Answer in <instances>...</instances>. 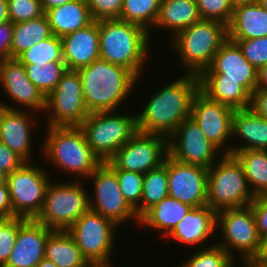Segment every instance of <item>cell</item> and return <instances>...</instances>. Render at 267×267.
Returning a JSON list of instances; mask_svg holds the SVG:
<instances>
[{
	"label": "cell",
	"instance_id": "6da1fadb",
	"mask_svg": "<svg viewBox=\"0 0 267 267\" xmlns=\"http://www.w3.org/2000/svg\"><path fill=\"white\" fill-rule=\"evenodd\" d=\"M200 90L199 77L185 73L170 84L157 89L137 115L138 132L169 137L190 118L192 102Z\"/></svg>",
	"mask_w": 267,
	"mask_h": 267
},
{
	"label": "cell",
	"instance_id": "7a4b0ae2",
	"mask_svg": "<svg viewBox=\"0 0 267 267\" xmlns=\"http://www.w3.org/2000/svg\"><path fill=\"white\" fill-rule=\"evenodd\" d=\"M89 113L119 111L139 80L125 67L98 59L77 70ZM134 88V89H133ZM127 97V98H126Z\"/></svg>",
	"mask_w": 267,
	"mask_h": 267
},
{
	"label": "cell",
	"instance_id": "3957f363",
	"mask_svg": "<svg viewBox=\"0 0 267 267\" xmlns=\"http://www.w3.org/2000/svg\"><path fill=\"white\" fill-rule=\"evenodd\" d=\"M150 38V33L137 24L119 19L100 20V59L125 67L139 79L143 64L151 55Z\"/></svg>",
	"mask_w": 267,
	"mask_h": 267
},
{
	"label": "cell",
	"instance_id": "277c9868",
	"mask_svg": "<svg viewBox=\"0 0 267 267\" xmlns=\"http://www.w3.org/2000/svg\"><path fill=\"white\" fill-rule=\"evenodd\" d=\"M45 141L41 145L44 160L71 173L77 180L88 178L102 163L87 144L79 126H46ZM53 163V164H52ZM78 176V177H77ZM82 177V178H81Z\"/></svg>",
	"mask_w": 267,
	"mask_h": 267
},
{
	"label": "cell",
	"instance_id": "5b68a950",
	"mask_svg": "<svg viewBox=\"0 0 267 267\" xmlns=\"http://www.w3.org/2000/svg\"><path fill=\"white\" fill-rule=\"evenodd\" d=\"M228 39L227 25L215 20H201L170 39L172 51L186 73L199 75L208 68L221 45Z\"/></svg>",
	"mask_w": 267,
	"mask_h": 267
},
{
	"label": "cell",
	"instance_id": "8992f818",
	"mask_svg": "<svg viewBox=\"0 0 267 267\" xmlns=\"http://www.w3.org/2000/svg\"><path fill=\"white\" fill-rule=\"evenodd\" d=\"M220 160L208 169L207 206L216 213L224 209L243 208L255 199L238 160L220 154Z\"/></svg>",
	"mask_w": 267,
	"mask_h": 267
},
{
	"label": "cell",
	"instance_id": "52a82bcc",
	"mask_svg": "<svg viewBox=\"0 0 267 267\" xmlns=\"http://www.w3.org/2000/svg\"><path fill=\"white\" fill-rule=\"evenodd\" d=\"M79 127L92 151L106 162L138 132L137 115H119L115 111L89 113Z\"/></svg>",
	"mask_w": 267,
	"mask_h": 267
},
{
	"label": "cell",
	"instance_id": "ba28073f",
	"mask_svg": "<svg viewBox=\"0 0 267 267\" xmlns=\"http://www.w3.org/2000/svg\"><path fill=\"white\" fill-rule=\"evenodd\" d=\"M82 180L50 183L45 192L44 205L35 220L52 230H67L89 209V193Z\"/></svg>",
	"mask_w": 267,
	"mask_h": 267
},
{
	"label": "cell",
	"instance_id": "9c48e42d",
	"mask_svg": "<svg viewBox=\"0 0 267 267\" xmlns=\"http://www.w3.org/2000/svg\"><path fill=\"white\" fill-rule=\"evenodd\" d=\"M221 231V242H216L234 259L237 251L240 263L245 264L254 257L260 246L255 216L252 207L224 209L216 213V229ZM224 240V241H223ZM242 261V262H241Z\"/></svg>",
	"mask_w": 267,
	"mask_h": 267
},
{
	"label": "cell",
	"instance_id": "30bf717a",
	"mask_svg": "<svg viewBox=\"0 0 267 267\" xmlns=\"http://www.w3.org/2000/svg\"><path fill=\"white\" fill-rule=\"evenodd\" d=\"M50 174L42 166L26 162L20 169L7 174V185L13 214L35 219L44 205Z\"/></svg>",
	"mask_w": 267,
	"mask_h": 267
},
{
	"label": "cell",
	"instance_id": "8fae6325",
	"mask_svg": "<svg viewBox=\"0 0 267 267\" xmlns=\"http://www.w3.org/2000/svg\"><path fill=\"white\" fill-rule=\"evenodd\" d=\"M45 112L46 126H80L88 117L77 70L67 69L62 74L55 89L46 97Z\"/></svg>",
	"mask_w": 267,
	"mask_h": 267
},
{
	"label": "cell",
	"instance_id": "7c38bea8",
	"mask_svg": "<svg viewBox=\"0 0 267 267\" xmlns=\"http://www.w3.org/2000/svg\"><path fill=\"white\" fill-rule=\"evenodd\" d=\"M118 228L120 227L112 220L89 209L67 229V232L73 237L88 262L110 261L115 246L114 238H117L114 236L115 230Z\"/></svg>",
	"mask_w": 267,
	"mask_h": 267
},
{
	"label": "cell",
	"instance_id": "4fadbf2b",
	"mask_svg": "<svg viewBox=\"0 0 267 267\" xmlns=\"http://www.w3.org/2000/svg\"><path fill=\"white\" fill-rule=\"evenodd\" d=\"M168 155V138L137 132L106 163L113 170L146 174L160 167Z\"/></svg>",
	"mask_w": 267,
	"mask_h": 267
},
{
	"label": "cell",
	"instance_id": "5bb4252c",
	"mask_svg": "<svg viewBox=\"0 0 267 267\" xmlns=\"http://www.w3.org/2000/svg\"><path fill=\"white\" fill-rule=\"evenodd\" d=\"M88 179L94 182V197L89 195L90 210L112 220L118 226L130 222V219L139 225L135 210L122 195L116 172L106 162H102Z\"/></svg>",
	"mask_w": 267,
	"mask_h": 267
},
{
	"label": "cell",
	"instance_id": "9a60e30c",
	"mask_svg": "<svg viewBox=\"0 0 267 267\" xmlns=\"http://www.w3.org/2000/svg\"><path fill=\"white\" fill-rule=\"evenodd\" d=\"M233 114L232 107L210 100L199 90L193 99L190 117L212 145L218 150L225 149L223 154H231L232 145L227 144L233 138ZM224 145L227 147L222 148Z\"/></svg>",
	"mask_w": 267,
	"mask_h": 267
},
{
	"label": "cell",
	"instance_id": "2e32d148",
	"mask_svg": "<svg viewBox=\"0 0 267 267\" xmlns=\"http://www.w3.org/2000/svg\"><path fill=\"white\" fill-rule=\"evenodd\" d=\"M219 152L191 117L168 137V155L181 163L209 169L216 162Z\"/></svg>",
	"mask_w": 267,
	"mask_h": 267
},
{
	"label": "cell",
	"instance_id": "e0dca14e",
	"mask_svg": "<svg viewBox=\"0 0 267 267\" xmlns=\"http://www.w3.org/2000/svg\"><path fill=\"white\" fill-rule=\"evenodd\" d=\"M0 84L7 97L21 105L16 108L0 100L2 107L21 110L24 107L35 114L45 111V95L28 79L24 65L17 58L0 61Z\"/></svg>",
	"mask_w": 267,
	"mask_h": 267
},
{
	"label": "cell",
	"instance_id": "ac0fdd59",
	"mask_svg": "<svg viewBox=\"0 0 267 267\" xmlns=\"http://www.w3.org/2000/svg\"><path fill=\"white\" fill-rule=\"evenodd\" d=\"M168 194L191 207L207 205L208 169L167 155Z\"/></svg>",
	"mask_w": 267,
	"mask_h": 267
},
{
	"label": "cell",
	"instance_id": "d6986e66",
	"mask_svg": "<svg viewBox=\"0 0 267 267\" xmlns=\"http://www.w3.org/2000/svg\"><path fill=\"white\" fill-rule=\"evenodd\" d=\"M198 77L239 81L252 95L256 89L257 68L244 57L236 42L227 39L215 54L211 65L203 70Z\"/></svg>",
	"mask_w": 267,
	"mask_h": 267
},
{
	"label": "cell",
	"instance_id": "ffe728a7",
	"mask_svg": "<svg viewBox=\"0 0 267 267\" xmlns=\"http://www.w3.org/2000/svg\"><path fill=\"white\" fill-rule=\"evenodd\" d=\"M33 111L9 109L0 107V141L26 162H32V139L34 125L38 124L37 117H32ZM30 115V116H29ZM36 118V119H34ZM33 119V120H31ZM37 121L35 123L34 121ZM33 124V125H32ZM33 129V130H32Z\"/></svg>",
	"mask_w": 267,
	"mask_h": 267
},
{
	"label": "cell",
	"instance_id": "44dd1931",
	"mask_svg": "<svg viewBox=\"0 0 267 267\" xmlns=\"http://www.w3.org/2000/svg\"><path fill=\"white\" fill-rule=\"evenodd\" d=\"M52 229L27 219L18 229L14 247L3 267H36L45 256V245Z\"/></svg>",
	"mask_w": 267,
	"mask_h": 267
},
{
	"label": "cell",
	"instance_id": "7402d4cb",
	"mask_svg": "<svg viewBox=\"0 0 267 267\" xmlns=\"http://www.w3.org/2000/svg\"><path fill=\"white\" fill-rule=\"evenodd\" d=\"M61 39L66 69L78 70L100 59L99 21H93Z\"/></svg>",
	"mask_w": 267,
	"mask_h": 267
},
{
	"label": "cell",
	"instance_id": "603a6c76",
	"mask_svg": "<svg viewBox=\"0 0 267 267\" xmlns=\"http://www.w3.org/2000/svg\"><path fill=\"white\" fill-rule=\"evenodd\" d=\"M216 229V212L207 205L192 207L176 225L174 230L166 237L168 240L181 242L189 247L206 244ZM208 239V240H207Z\"/></svg>",
	"mask_w": 267,
	"mask_h": 267
},
{
	"label": "cell",
	"instance_id": "cb8c5ba5",
	"mask_svg": "<svg viewBox=\"0 0 267 267\" xmlns=\"http://www.w3.org/2000/svg\"><path fill=\"white\" fill-rule=\"evenodd\" d=\"M245 140V144L232 143L231 153L243 150H267V119L250 107L234 110L232 137Z\"/></svg>",
	"mask_w": 267,
	"mask_h": 267
},
{
	"label": "cell",
	"instance_id": "d4e9b609",
	"mask_svg": "<svg viewBox=\"0 0 267 267\" xmlns=\"http://www.w3.org/2000/svg\"><path fill=\"white\" fill-rule=\"evenodd\" d=\"M228 39L249 40L267 36V11L258 2L234 7L227 26Z\"/></svg>",
	"mask_w": 267,
	"mask_h": 267
},
{
	"label": "cell",
	"instance_id": "484cf974",
	"mask_svg": "<svg viewBox=\"0 0 267 267\" xmlns=\"http://www.w3.org/2000/svg\"><path fill=\"white\" fill-rule=\"evenodd\" d=\"M44 14L53 35L60 38L83 29L94 21L87 0H71L62 6L45 11Z\"/></svg>",
	"mask_w": 267,
	"mask_h": 267
},
{
	"label": "cell",
	"instance_id": "4316f807",
	"mask_svg": "<svg viewBox=\"0 0 267 267\" xmlns=\"http://www.w3.org/2000/svg\"><path fill=\"white\" fill-rule=\"evenodd\" d=\"M201 20L196 0H161L154 27L169 30L171 39Z\"/></svg>",
	"mask_w": 267,
	"mask_h": 267
},
{
	"label": "cell",
	"instance_id": "83f0119b",
	"mask_svg": "<svg viewBox=\"0 0 267 267\" xmlns=\"http://www.w3.org/2000/svg\"><path fill=\"white\" fill-rule=\"evenodd\" d=\"M192 207L170 196L149 208L140 218L139 226L160 231L166 238Z\"/></svg>",
	"mask_w": 267,
	"mask_h": 267
},
{
	"label": "cell",
	"instance_id": "f1b7e54d",
	"mask_svg": "<svg viewBox=\"0 0 267 267\" xmlns=\"http://www.w3.org/2000/svg\"><path fill=\"white\" fill-rule=\"evenodd\" d=\"M200 91L210 100L225 104L234 110L250 107L251 94L239 83L224 78H199Z\"/></svg>",
	"mask_w": 267,
	"mask_h": 267
},
{
	"label": "cell",
	"instance_id": "f546056e",
	"mask_svg": "<svg viewBox=\"0 0 267 267\" xmlns=\"http://www.w3.org/2000/svg\"><path fill=\"white\" fill-rule=\"evenodd\" d=\"M44 257L57 267H85L88 263L67 230H53L49 234Z\"/></svg>",
	"mask_w": 267,
	"mask_h": 267
},
{
	"label": "cell",
	"instance_id": "4dcf8cb0",
	"mask_svg": "<svg viewBox=\"0 0 267 267\" xmlns=\"http://www.w3.org/2000/svg\"><path fill=\"white\" fill-rule=\"evenodd\" d=\"M246 176L254 196L267 193V150H243L231 153Z\"/></svg>",
	"mask_w": 267,
	"mask_h": 267
},
{
	"label": "cell",
	"instance_id": "1f68e13d",
	"mask_svg": "<svg viewBox=\"0 0 267 267\" xmlns=\"http://www.w3.org/2000/svg\"><path fill=\"white\" fill-rule=\"evenodd\" d=\"M53 35L45 16L14 24L11 58H17L22 52Z\"/></svg>",
	"mask_w": 267,
	"mask_h": 267
},
{
	"label": "cell",
	"instance_id": "d6a6232c",
	"mask_svg": "<svg viewBox=\"0 0 267 267\" xmlns=\"http://www.w3.org/2000/svg\"><path fill=\"white\" fill-rule=\"evenodd\" d=\"M167 196H169V194L166 157L164 163L160 167L144 174L141 203L135 209L138 218Z\"/></svg>",
	"mask_w": 267,
	"mask_h": 267
},
{
	"label": "cell",
	"instance_id": "836d02e7",
	"mask_svg": "<svg viewBox=\"0 0 267 267\" xmlns=\"http://www.w3.org/2000/svg\"><path fill=\"white\" fill-rule=\"evenodd\" d=\"M160 2L161 0H123L119 20L137 24L151 34L159 13Z\"/></svg>",
	"mask_w": 267,
	"mask_h": 267
},
{
	"label": "cell",
	"instance_id": "e575fe53",
	"mask_svg": "<svg viewBox=\"0 0 267 267\" xmlns=\"http://www.w3.org/2000/svg\"><path fill=\"white\" fill-rule=\"evenodd\" d=\"M28 79L47 97L67 70L64 62L24 65Z\"/></svg>",
	"mask_w": 267,
	"mask_h": 267
},
{
	"label": "cell",
	"instance_id": "d590c367",
	"mask_svg": "<svg viewBox=\"0 0 267 267\" xmlns=\"http://www.w3.org/2000/svg\"><path fill=\"white\" fill-rule=\"evenodd\" d=\"M17 59L23 65L45 62H64L62 39L52 35L22 52Z\"/></svg>",
	"mask_w": 267,
	"mask_h": 267
},
{
	"label": "cell",
	"instance_id": "8d00e7d4",
	"mask_svg": "<svg viewBox=\"0 0 267 267\" xmlns=\"http://www.w3.org/2000/svg\"><path fill=\"white\" fill-rule=\"evenodd\" d=\"M210 245L196 249L177 267H234L235 259L225 249L216 243Z\"/></svg>",
	"mask_w": 267,
	"mask_h": 267
},
{
	"label": "cell",
	"instance_id": "74e56055",
	"mask_svg": "<svg viewBox=\"0 0 267 267\" xmlns=\"http://www.w3.org/2000/svg\"><path fill=\"white\" fill-rule=\"evenodd\" d=\"M120 190L127 203L135 210L141 203L144 174L127 170H114Z\"/></svg>",
	"mask_w": 267,
	"mask_h": 267
},
{
	"label": "cell",
	"instance_id": "f35d334b",
	"mask_svg": "<svg viewBox=\"0 0 267 267\" xmlns=\"http://www.w3.org/2000/svg\"><path fill=\"white\" fill-rule=\"evenodd\" d=\"M26 220L23 217L0 218V267L7 263L18 229Z\"/></svg>",
	"mask_w": 267,
	"mask_h": 267
},
{
	"label": "cell",
	"instance_id": "ab89813d",
	"mask_svg": "<svg viewBox=\"0 0 267 267\" xmlns=\"http://www.w3.org/2000/svg\"><path fill=\"white\" fill-rule=\"evenodd\" d=\"M202 20H215L229 25L234 7L229 0H196Z\"/></svg>",
	"mask_w": 267,
	"mask_h": 267
},
{
	"label": "cell",
	"instance_id": "60d3db41",
	"mask_svg": "<svg viewBox=\"0 0 267 267\" xmlns=\"http://www.w3.org/2000/svg\"><path fill=\"white\" fill-rule=\"evenodd\" d=\"M8 16L11 22H26L44 15L40 0H7Z\"/></svg>",
	"mask_w": 267,
	"mask_h": 267
},
{
	"label": "cell",
	"instance_id": "b9f144b4",
	"mask_svg": "<svg viewBox=\"0 0 267 267\" xmlns=\"http://www.w3.org/2000/svg\"><path fill=\"white\" fill-rule=\"evenodd\" d=\"M244 57L257 69L267 65V36L249 40H237Z\"/></svg>",
	"mask_w": 267,
	"mask_h": 267
},
{
	"label": "cell",
	"instance_id": "7bdbcfd3",
	"mask_svg": "<svg viewBox=\"0 0 267 267\" xmlns=\"http://www.w3.org/2000/svg\"><path fill=\"white\" fill-rule=\"evenodd\" d=\"M94 21L119 19L123 0H87Z\"/></svg>",
	"mask_w": 267,
	"mask_h": 267
},
{
	"label": "cell",
	"instance_id": "ee69618b",
	"mask_svg": "<svg viewBox=\"0 0 267 267\" xmlns=\"http://www.w3.org/2000/svg\"><path fill=\"white\" fill-rule=\"evenodd\" d=\"M250 206L255 216L258 235L261 238L267 235V193L255 196Z\"/></svg>",
	"mask_w": 267,
	"mask_h": 267
},
{
	"label": "cell",
	"instance_id": "f6af8a7d",
	"mask_svg": "<svg viewBox=\"0 0 267 267\" xmlns=\"http://www.w3.org/2000/svg\"><path fill=\"white\" fill-rule=\"evenodd\" d=\"M26 161L0 141V170L6 175L20 169Z\"/></svg>",
	"mask_w": 267,
	"mask_h": 267
},
{
	"label": "cell",
	"instance_id": "bcb514c9",
	"mask_svg": "<svg viewBox=\"0 0 267 267\" xmlns=\"http://www.w3.org/2000/svg\"><path fill=\"white\" fill-rule=\"evenodd\" d=\"M14 23L6 21L0 24V61L11 59V43Z\"/></svg>",
	"mask_w": 267,
	"mask_h": 267
},
{
	"label": "cell",
	"instance_id": "7dc6e473",
	"mask_svg": "<svg viewBox=\"0 0 267 267\" xmlns=\"http://www.w3.org/2000/svg\"><path fill=\"white\" fill-rule=\"evenodd\" d=\"M250 108L267 119V90H255L251 95Z\"/></svg>",
	"mask_w": 267,
	"mask_h": 267
},
{
	"label": "cell",
	"instance_id": "c3c4849f",
	"mask_svg": "<svg viewBox=\"0 0 267 267\" xmlns=\"http://www.w3.org/2000/svg\"><path fill=\"white\" fill-rule=\"evenodd\" d=\"M16 217L10 201L7 182L0 185V218Z\"/></svg>",
	"mask_w": 267,
	"mask_h": 267
},
{
	"label": "cell",
	"instance_id": "681fc988",
	"mask_svg": "<svg viewBox=\"0 0 267 267\" xmlns=\"http://www.w3.org/2000/svg\"><path fill=\"white\" fill-rule=\"evenodd\" d=\"M255 90H267V65L257 69V82Z\"/></svg>",
	"mask_w": 267,
	"mask_h": 267
},
{
	"label": "cell",
	"instance_id": "f907efd6",
	"mask_svg": "<svg viewBox=\"0 0 267 267\" xmlns=\"http://www.w3.org/2000/svg\"><path fill=\"white\" fill-rule=\"evenodd\" d=\"M243 266L244 267H267V256L252 257Z\"/></svg>",
	"mask_w": 267,
	"mask_h": 267
},
{
	"label": "cell",
	"instance_id": "816d5d0a",
	"mask_svg": "<svg viewBox=\"0 0 267 267\" xmlns=\"http://www.w3.org/2000/svg\"><path fill=\"white\" fill-rule=\"evenodd\" d=\"M69 1L71 0H40L44 12L52 8L62 6Z\"/></svg>",
	"mask_w": 267,
	"mask_h": 267
},
{
	"label": "cell",
	"instance_id": "f5cc1de1",
	"mask_svg": "<svg viewBox=\"0 0 267 267\" xmlns=\"http://www.w3.org/2000/svg\"><path fill=\"white\" fill-rule=\"evenodd\" d=\"M9 21L7 0H0V24Z\"/></svg>",
	"mask_w": 267,
	"mask_h": 267
},
{
	"label": "cell",
	"instance_id": "db71d44e",
	"mask_svg": "<svg viewBox=\"0 0 267 267\" xmlns=\"http://www.w3.org/2000/svg\"><path fill=\"white\" fill-rule=\"evenodd\" d=\"M267 256V235L260 238V246L257 254L254 257Z\"/></svg>",
	"mask_w": 267,
	"mask_h": 267
},
{
	"label": "cell",
	"instance_id": "11a10c76",
	"mask_svg": "<svg viewBox=\"0 0 267 267\" xmlns=\"http://www.w3.org/2000/svg\"><path fill=\"white\" fill-rule=\"evenodd\" d=\"M85 267H113V266L110 260V261L88 262Z\"/></svg>",
	"mask_w": 267,
	"mask_h": 267
},
{
	"label": "cell",
	"instance_id": "9f6ffc18",
	"mask_svg": "<svg viewBox=\"0 0 267 267\" xmlns=\"http://www.w3.org/2000/svg\"><path fill=\"white\" fill-rule=\"evenodd\" d=\"M229 1L233 7H236L238 5L258 2V0H229Z\"/></svg>",
	"mask_w": 267,
	"mask_h": 267
},
{
	"label": "cell",
	"instance_id": "6f0895ef",
	"mask_svg": "<svg viewBox=\"0 0 267 267\" xmlns=\"http://www.w3.org/2000/svg\"><path fill=\"white\" fill-rule=\"evenodd\" d=\"M36 267H57L52 261L47 258H43Z\"/></svg>",
	"mask_w": 267,
	"mask_h": 267
},
{
	"label": "cell",
	"instance_id": "680465c9",
	"mask_svg": "<svg viewBox=\"0 0 267 267\" xmlns=\"http://www.w3.org/2000/svg\"><path fill=\"white\" fill-rule=\"evenodd\" d=\"M7 175L0 170V185L6 183Z\"/></svg>",
	"mask_w": 267,
	"mask_h": 267
},
{
	"label": "cell",
	"instance_id": "91938a15",
	"mask_svg": "<svg viewBox=\"0 0 267 267\" xmlns=\"http://www.w3.org/2000/svg\"><path fill=\"white\" fill-rule=\"evenodd\" d=\"M258 3L267 11V0H258Z\"/></svg>",
	"mask_w": 267,
	"mask_h": 267
}]
</instances>
